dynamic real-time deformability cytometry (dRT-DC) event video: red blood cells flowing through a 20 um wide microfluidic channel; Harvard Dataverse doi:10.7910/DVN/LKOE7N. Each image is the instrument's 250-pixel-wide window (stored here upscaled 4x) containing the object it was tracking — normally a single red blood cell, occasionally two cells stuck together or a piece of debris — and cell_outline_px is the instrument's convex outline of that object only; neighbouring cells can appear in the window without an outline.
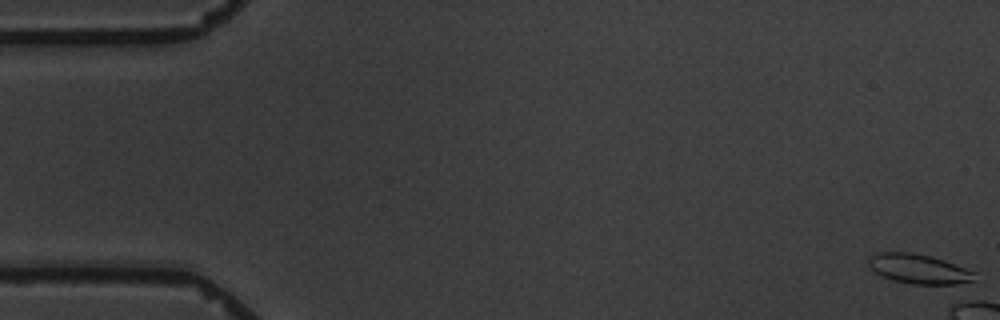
{"species": "common noctule bat (a hibernating species)", "species_latin": "Nyctalus noctula", "temperature_condition": "warm", "stored_images_in_passage": 1, "camera_frame_rate_fps": 3000, "um_per_image_px": 0.085, "animal": {"sex": "male", "body_mass_g": 19.5, "forearm_length_mm": 54.6}, "frame": {"image": 1, "passage_image": 1, "time_ms": 0.0, "image_size_px": [1000, 320], "cell_outline_px": [[976, 280], [968, 284], [912, 284], [892, 280], [876, 272], [868, 264], [868, 260], [876, 252], [912, 252], [944, 260], [976, 272]], "centroid_in_image_um": [78.16, 22.87], "position_along_channel_um": 6.8, "area_um2": 18.32}}